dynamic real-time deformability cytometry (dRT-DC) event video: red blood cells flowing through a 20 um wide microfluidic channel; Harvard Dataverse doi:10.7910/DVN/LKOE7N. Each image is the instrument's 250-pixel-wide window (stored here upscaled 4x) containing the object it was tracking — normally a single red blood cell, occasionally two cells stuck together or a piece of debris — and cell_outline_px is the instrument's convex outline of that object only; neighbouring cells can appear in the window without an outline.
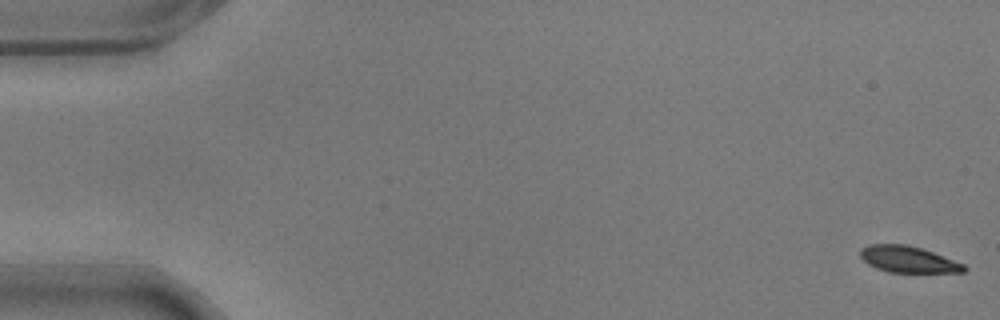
{"species": "common noctule bat (a hibernating species)", "species_latin": "Nyctalus noctula", "temperature_condition": "warm", "stored_images_in_passage": 58, "camera_frame_rate_fps": 3000, "um_per_image_px": 0.085, "animal": {"sex": "male", "body_mass_g": 17.9}, "frame": {"image": 1, "passage_image": 1, "time_ms": 0.0, "image_size_px": [1000, 320], "cell_outline_px": [[968, 268], [964, 272], [888, 272], [876, 268], [868, 264], [860, 256], [860, 248], [868, 244], [908, 244], [932, 252], [964, 264]], "centroid_in_image_um": [77.16, 22.04], "position_along_channel_um": 7.8, "area_um2": 15.9}}
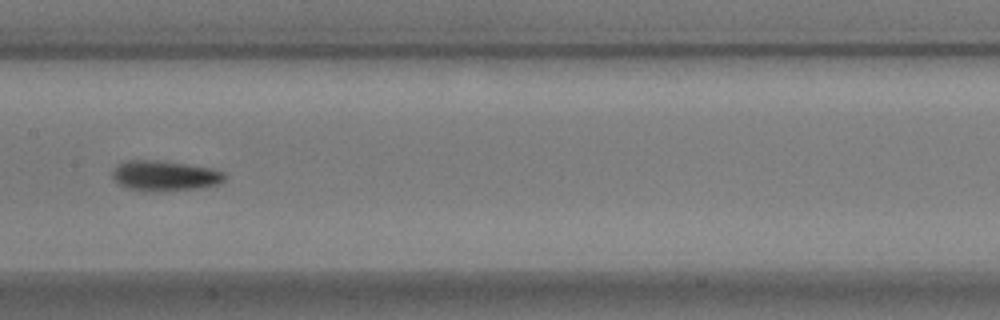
{"frame": {"image": 2, "passage_image": 29, "time_ms": 9.333, "image_size_px": [1000, 320], "cell_outline_px": [[224, 180], [220, 184], [200, 188], [144, 192], [128, 188], [120, 184], [112, 176], [112, 172], [116, 164], [124, 160], [164, 160], [212, 168], [224, 172]], "centroid_in_image_um": [13.99, 14.92], "position_along_channel_um": 193.4, "area_um2": 20.06}}
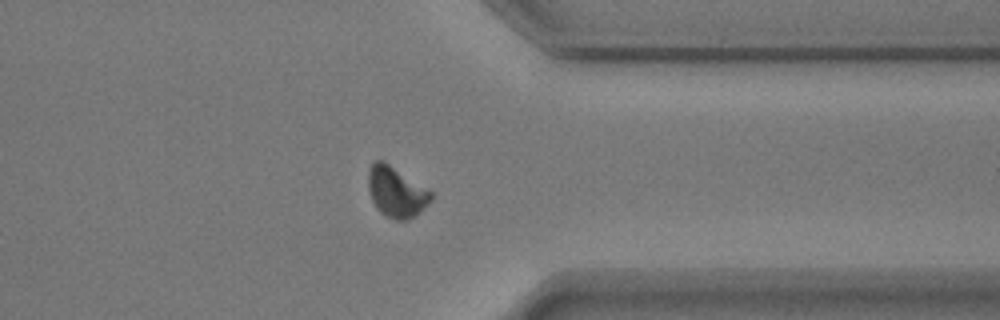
{"frame": {"image": 3, "passage_image": 45, "time_ms": 14.667, "image_size_px": [1000, 320], "cell_outline_px": [[432, 200], [420, 212], [408, 220], [396, 220], [384, 216], [376, 208], [372, 200], [368, 188], [368, 168], [376, 160], [384, 160], [432, 192]], "centroid_in_image_um": [33.66, 16.32], "position_along_channel_um": 377.7, "area_um2": 18.55}, "authors_computed_cell_mechanics": {"area_um2": 18.1203, "velocity_mm_per_s": 3.5535, "shape_relaxation_time_tau1_ms": 2.8664, "shape_relaxation_time_tau2_ms": 8.3691, "deformation_change_tau1": 0.1443, "deformation_change_tau2": 0.1186}}